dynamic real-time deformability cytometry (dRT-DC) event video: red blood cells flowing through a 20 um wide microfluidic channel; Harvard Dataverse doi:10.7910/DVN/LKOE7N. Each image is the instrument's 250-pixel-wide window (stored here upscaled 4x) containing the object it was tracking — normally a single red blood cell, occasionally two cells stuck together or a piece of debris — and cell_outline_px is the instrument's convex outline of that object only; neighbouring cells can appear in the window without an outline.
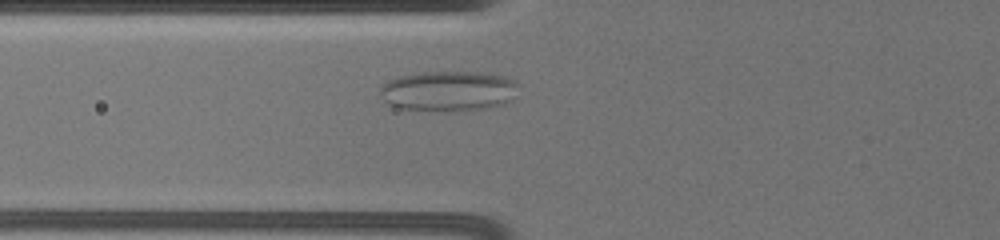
{"species": "common noctule bat (a hibernating species)", "species_latin": "Nyctalus noctula", "temperature_condition": "warm", "stored_images_in_passage": 25, "camera_frame_rate_fps": 3000, "um_per_image_px": 0.085, "animal": {"sex": "female", "body_mass_g": 19.5, "forearm_length_mm": 54.1}, "frame": {"image": 1, "passage_image": 3, "time_ms": 1.0, "image_size_px": [1000, 240], "cell_outline_px": [[520, 84], [508, 100], [504, 104], [488, 108], [456, 112], [392, 108], [384, 104], [380, 96], [380, 88], [388, 80], [400, 76], [424, 72], [476, 72], [504, 76], [516, 80]], "centroid_in_image_um": [38.06, 7.76], "position_along_channel_um": 87.7, "area_um2": 32.89}}
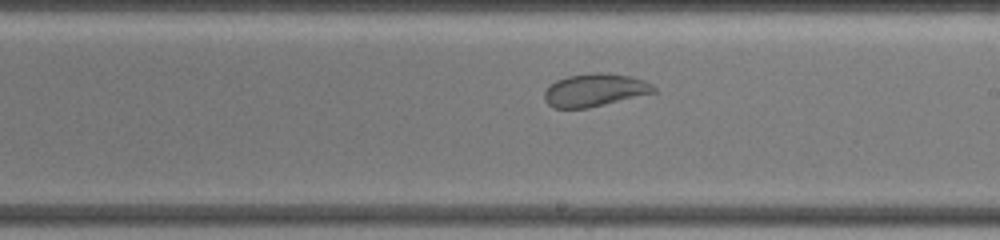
{"frame": {"image": 2, "passage_image": 12, "time_ms": 5.333, "image_size_px": [1000, 240], "cell_outline_px": [[656, 92], [588, 108], [552, 108], [544, 100], [544, 92], [556, 80], [568, 76], [588, 72], [600, 72], [632, 76], [644, 80], [652, 84], [656, 88]], "centroid_in_image_um": [50.56, 7.65], "position_along_channel_um": 238.4, "area_um2": 20.98}}
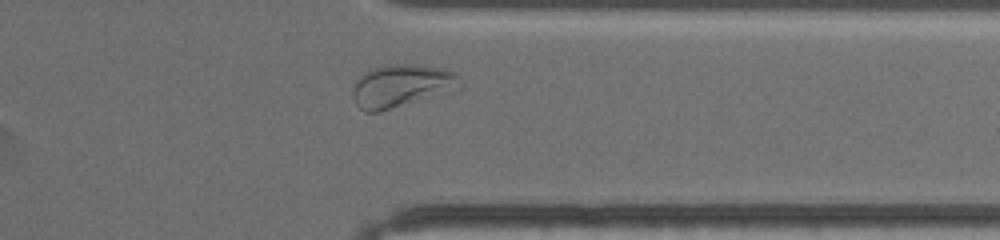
{"frame": {"image": 3, "passage_image": 20, "time_ms": 9.333, "image_size_px": [1000, 240], "cell_outline_px": [[464, 84], [380, 112], [364, 112], [356, 104], [352, 96], [352, 88], [356, 80], [360, 76], [376, 68], [388, 64], [408, 64], [444, 68], [452, 72]], "centroid_in_image_um": [34.01, 7.28], "position_along_channel_um": 377.4, "area_um2": 25.61}, "authors_computed_cell_mechanics": {"area_um2": 23.6402, "velocity_mm_per_s": 3.4724, "shape_relaxation_time_tau1_ms": null, "shape_relaxation_time_tau2_ms": 1.3264, "deformation_change_tau1": null, "deformation_change_tau2": 0.0771}}